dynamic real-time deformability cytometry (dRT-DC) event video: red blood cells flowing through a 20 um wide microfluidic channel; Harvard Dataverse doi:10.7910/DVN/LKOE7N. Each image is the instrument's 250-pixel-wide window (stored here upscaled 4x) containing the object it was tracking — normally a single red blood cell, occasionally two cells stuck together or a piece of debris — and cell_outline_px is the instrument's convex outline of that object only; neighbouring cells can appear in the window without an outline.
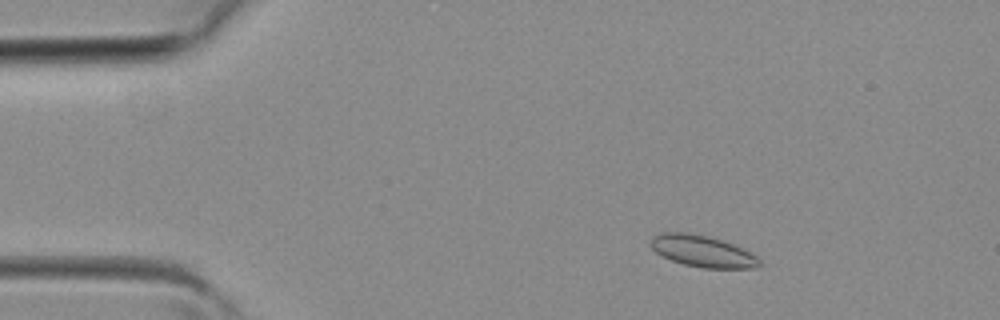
{"species": "common noctule bat (a hibernating species)", "species_latin": "Nyctalus noctula", "temperature_condition": "room temperature", "stored_images_in_passage": 40, "camera_frame_rate_fps": 3000, "um_per_image_px": 0.085, "animal": {"sex": "female", "body_mass_g": 19.3, "forearm_length_mm": 54.1}, "frame": {"image": 1, "passage_image": 5, "time_ms": 1.333, "image_size_px": [1000, 320], "cell_outline_px": [[764, 264], [756, 268], [704, 268], [684, 264], [672, 260], [656, 252], [648, 244], [648, 240], [652, 236], [660, 232], [688, 232], [708, 236], [744, 248], [756, 256]], "centroid_in_image_um": [59.7, 21.34], "position_along_channel_um": 25.3, "area_um2": 20.17}}
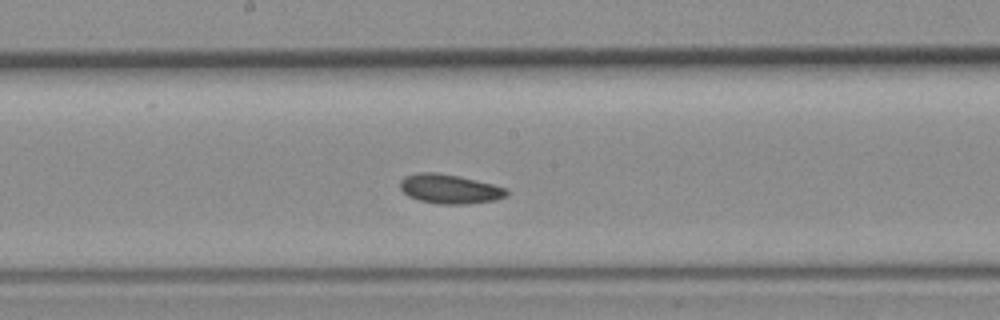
{"frame": {"image": 2, "passage_image": 20, "time_ms": 6.333, "image_size_px": [1000, 320], "cell_outline_px": [[508, 196], [496, 200], [468, 204], [440, 204], [420, 200], [408, 196], [400, 188], [400, 180], [404, 176], [420, 172], [436, 172], [476, 180], [508, 188]], "centroid_in_image_um": [38.24, 16.06], "position_along_channel_um": 210.0, "area_um2": 18.21}}
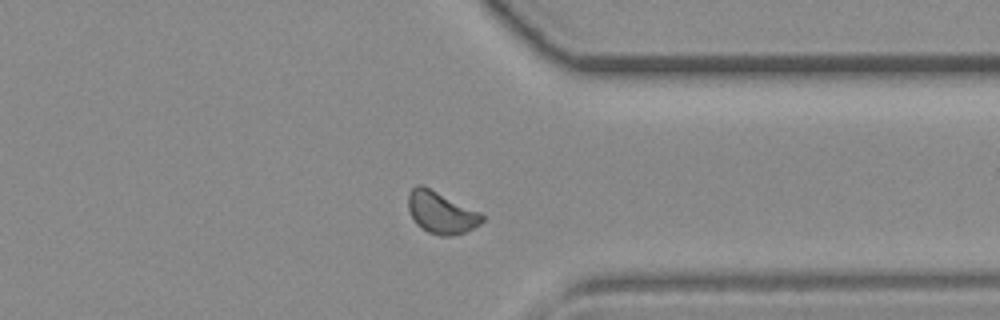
{"frame": {"image": 3, "passage_image": 30, "time_ms": 9.667, "image_size_px": [1000, 320], "cell_outline_px": [[484, 220], [480, 224], [464, 232], [448, 236], [440, 236], [428, 232], [420, 228], [416, 224], [408, 208], [408, 192], [416, 184], [420, 184], [480, 212], [484, 216]], "centroid_in_image_um": [37.47, 18.07], "position_along_channel_um": 373.9, "area_um2": 17.86}}